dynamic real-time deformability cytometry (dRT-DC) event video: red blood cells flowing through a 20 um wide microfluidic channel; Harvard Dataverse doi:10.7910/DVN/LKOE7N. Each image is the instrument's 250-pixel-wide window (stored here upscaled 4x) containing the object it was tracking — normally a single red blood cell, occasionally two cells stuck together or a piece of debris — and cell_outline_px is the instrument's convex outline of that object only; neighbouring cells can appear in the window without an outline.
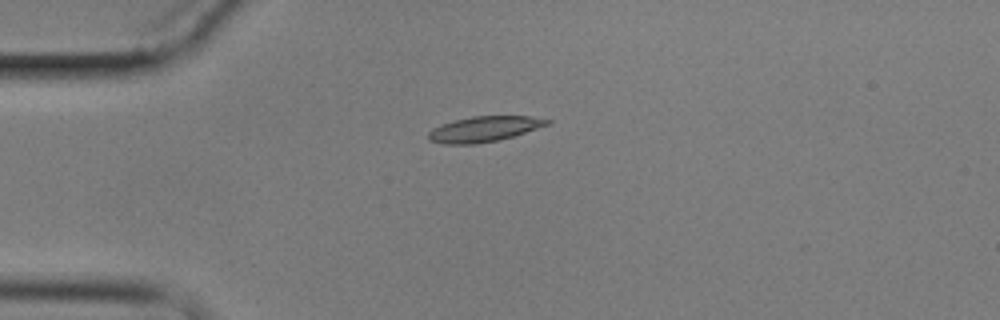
{"species": "common noctule bat (a hibernating species)", "species_latin": "Nyctalus noctula", "temperature_condition": "cold", "stored_images_in_passage": 4, "camera_frame_rate_fps": 3000, "um_per_image_px": 0.085, "animal": {"sex": "male", "body_mass_g": 17.9}, "frame": {"image": 1, "passage_image": 1, "time_ms": 0.0, "image_size_px": [1000, 320], "cell_outline_px": [[552, 124], [500, 140], [476, 144], [444, 144], [428, 140], [428, 132], [432, 128], [456, 120], [472, 116], [528, 116], [552, 120]], "centroid_in_image_um": [41.18, 10.97], "position_along_channel_um": 43.8, "area_um2": 17.63}}
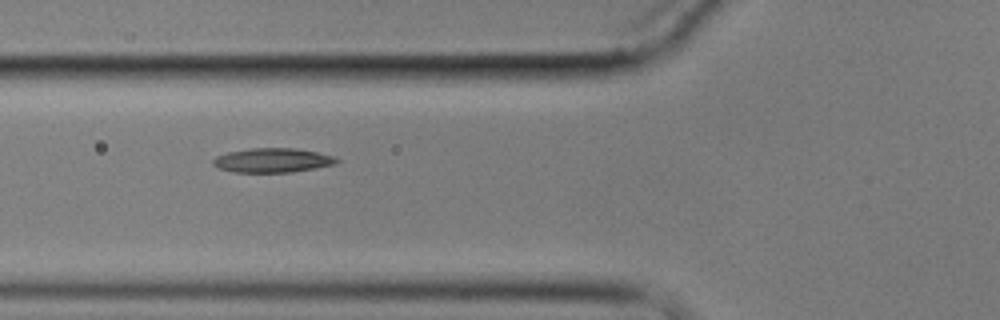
{"frame": {"image": 2, "passage_image": 3, "time_ms": 2.333, "image_size_px": [1000, 320], "cell_outline_px": [[340, 160], [332, 164], [316, 168], [292, 172], [236, 172], [216, 168], [212, 164], [212, 160], [216, 156], [228, 152], [252, 148], [296, 148], [316, 152], [332, 156]], "centroid_in_image_um": [23.11, 13.62], "position_along_channel_um": 102.7, "area_um2": 17.4}}
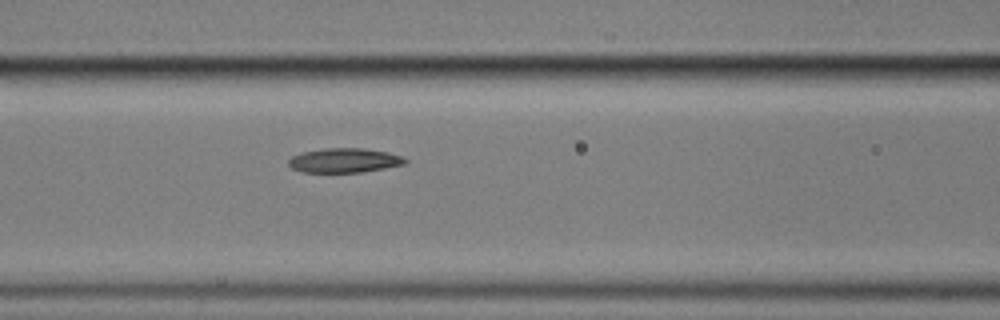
{"frame": {"image": 3, "passage_image": 4, "time_ms": 3.333, "image_size_px": [1000, 320], "cell_outline_px": [[408, 160], [404, 164], [384, 168], [360, 172], [300, 172], [292, 168], [288, 164], [288, 160], [292, 156], [304, 152], [324, 148], [364, 148], [388, 152], [404, 156]], "centroid_in_image_um": [29.28, 13.63], "position_along_channel_um": 137.3, "area_um2": 16.59}}